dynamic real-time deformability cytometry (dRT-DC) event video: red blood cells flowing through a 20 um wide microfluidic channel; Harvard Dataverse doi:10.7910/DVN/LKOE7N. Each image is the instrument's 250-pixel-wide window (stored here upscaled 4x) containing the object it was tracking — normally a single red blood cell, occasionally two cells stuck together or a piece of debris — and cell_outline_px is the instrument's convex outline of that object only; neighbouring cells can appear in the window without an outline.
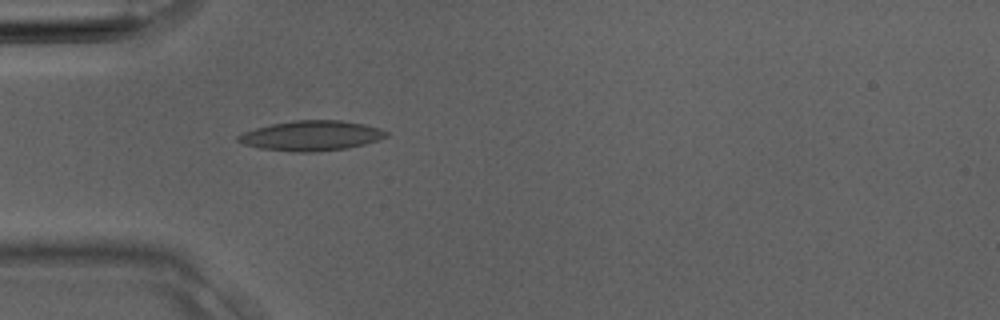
{"species": "Egyptian fruit bat (a non-hibernating species)", "species_latin": "Rousettus aegyptiacus", "temperature_condition": "room temperature", "stored_images_in_passage": 4, "camera_frame_rate_fps": 3000, "um_per_image_px": 0.085, "animal": {"sex": "male"}, "frame": {"image": 1, "passage_image": 4, "time_ms": 1.0, "image_size_px": [1000, 320], "cell_outline_px": [[388, 136], [380, 140], [364, 144], [344, 148], [320, 152], [296, 152], [260, 148], [244, 144], [236, 140], [236, 136], [244, 132], [256, 128], [272, 124], [296, 120], [340, 120], [364, 124], [380, 128], [388, 132]], "centroid_in_image_um": [26.48, 11.53], "position_along_channel_um": 58.5, "area_um2": 25.84}}